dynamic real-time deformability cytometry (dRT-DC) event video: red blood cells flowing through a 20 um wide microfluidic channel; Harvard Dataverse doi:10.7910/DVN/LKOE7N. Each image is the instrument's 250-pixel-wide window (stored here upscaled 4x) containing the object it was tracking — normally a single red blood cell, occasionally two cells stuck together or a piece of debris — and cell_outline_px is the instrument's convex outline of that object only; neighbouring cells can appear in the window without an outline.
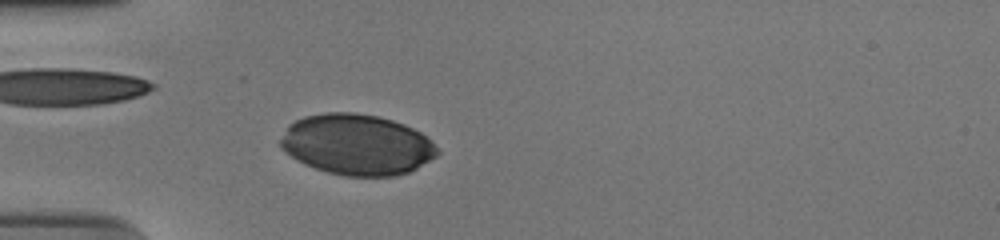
{"species": "human", "species_latin": "Homo sapiens", "temperature_condition": "cold", "stored_images_in_passage": 45, "camera_frame_rate_fps": 3000, "um_per_image_px": 0.085, "donor": {"sex": "male"}, "frame": {"image": 1, "passage_image": 7, "time_ms": 2.0, "image_size_px": [1000, 240], "cell_outline_px": [[440, 152], [436, 156], [416, 168], [408, 172], [396, 176], [344, 176], [328, 172], [304, 164], [296, 160], [284, 152], [280, 148], [280, 140], [288, 124], [304, 116], [324, 112], [352, 112], [380, 116], [404, 124], [420, 132]], "centroid_in_image_um": [30.28, 12.28], "position_along_channel_um": 54.7, "area_um2": 55.55}}
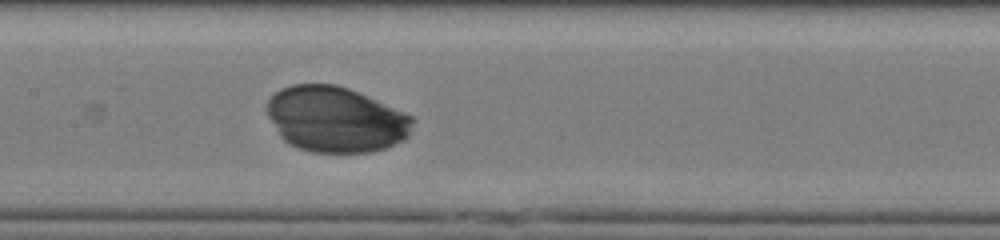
{"frame": {"image": 2, "passage_image": 18, "time_ms": 5.667, "image_size_px": [1000, 240], "cell_outline_px": [[412, 124], [408, 136], [404, 140], [388, 148], [372, 152], [312, 152], [288, 144], [280, 136], [268, 116], [268, 100], [280, 88], [292, 84], [336, 84], [348, 88], [412, 116]], "centroid_in_image_um": [28.52, 10.16], "position_along_channel_um": 178.9, "area_um2": 55.37}}
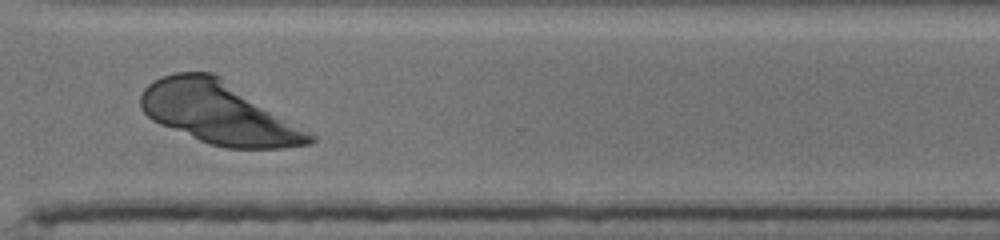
{"frame": {"image": 3, "passage_image": 32, "time_ms": 10.333, "image_size_px": [1000, 240], "cell_outline_px": [[316, 140], [312, 144], [280, 148], [224, 148], [208, 144], [160, 124], [152, 120], [140, 108], [140, 96], [144, 88], [148, 84], [164, 76], [176, 72], [212, 72], [316, 136]], "centroid_in_image_um": [18.57, 9.62], "position_along_channel_um": 352.0, "area_um2": 60.34}}